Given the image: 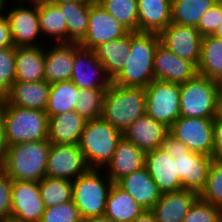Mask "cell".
I'll list each match as a JSON object with an SVG mask.
<instances>
[{
    "mask_svg": "<svg viewBox=\"0 0 222 222\" xmlns=\"http://www.w3.org/2000/svg\"><path fill=\"white\" fill-rule=\"evenodd\" d=\"M159 43L158 33L131 32L130 53L112 83L125 87L146 88L155 79L154 53Z\"/></svg>",
    "mask_w": 222,
    "mask_h": 222,
    "instance_id": "obj_1",
    "label": "cell"
},
{
    "mask_svg": "<svg viewBox=\"0 0 222 222\" xmlns=\"http://www.w3.org/2000/svg\"><path fill=\"white\" fill-rule=\"evenodd\" d=\"M89 169L78 144H51L46 177L75 180Z\"/></svg>",
    "mask_w": 222,
    "mask_h": 222,
    "instance_id": "obj_14",
    "label": "cell"
},
{
    "mask_svg": "<svg viewBox=\"0 0 222 222\" xmlns=\"http://www.w3.org/2000/svg\"><path fill=\"white\" fill-rule=\"evenodd\" d=\"M103 172L100 169H88L72 181V201L83 220L104 215L113 181Z\"/></svg>",
    "mask_w": 222,
    "mask_h": 222,
    "instance_id": "obj_7",
    "label": "cell"
},
{
    "mask_svg": "<svg viewBox=\"0 0 222 222\" xmlns=\"http://www.w3.org/2000/svg\"><path fill=\"white\" fill-rule=\"evenodd\" d=\"M221 83L196 74L180 84V114L183 117L214 119L217 116Z\"/></svg>",
    "mask_w": 222,
    "mask_h": 222,
    "instance_id": "obj_6",
    "label": "cell"
},
{
    "mask_svg": "<svg viewBox=\"0 0 222 222\" xmlns=\"http://www.w3.org/2000/svg\"><path fill=\"white\" fill-rule=\"evenodd\" d=\"M7 146L48 140V115L45 111L9 105L1 98Z\"/></svg>",
    "mask_w": 222,
    "mask_h": 222,
    "instance_id": "obj_5",
    "label": "cell"
},
{
    "mask_svg": "<svg viewBox=\"0 0 222 222\" xmlns=\"http://www.w3.org/2000/svg\"><path fill=\"white\" fill-rule=\"evenodd\" d=\"M48 141L51 144H78L87 120L75 110L48 117Z\"/></svg>",
    "mask_w": 222,
    "mask_h": 222,
    "instance_id": "obj_25",
    "label": "cell"
},
{
    "mask_svg": "<svg viewBox=\"0 0 222 222\" xmlns=\"http://www.w3.org/2000/svg\"><path fill=\"white\" fill-rule=\"evenodd\" d=\"M129 32L127 28L95 1L90 4L88 30L79 45L93 50L98 45L122 38Z\"/></svg>",
    "mask_w": 222,
    "mask_h": 222,
    "instance_id": "obj_15",
    "label": "cell"
},
{
    "mask_svg": "<svg viewBox=\"0 0 222 222\" xmlns=\"http://www.w3.org/2000/svg\"><path fill=\"white\" fill-rule=\"evenodd\" d=\"M144 211L127 191L113 182L107 197L105 216L113 222H132Z\"/></svg>",
    "mask_w": 222,
    "mask_h": 222,
    "instance_id": "obj_28",
    "label": "cell"
},
{
    "mask_svg": "<svg viewBox=\"0 0 222 222\" xmlns=\"http://www.w3.org/2000/svg\"><path fill=\"white\" fill-rule=\"evenodd\" d=\"M71 81L79 89H107L112 82L94 51L81 47L77 42Z\"/></svg>",
    "mask_w": 222,
    "mask_h": 222,
    "instance_id": "obj_13",
    "label": "cell"
},
{
    "mask_svg": "<svg viewBox=\"0 0 222 222\" xmlns=\"http://www.w3.org/2000/svg\"><path fill=\"white\" fill-rule=\"evenodd\" d=\"M47 1L53 4H58L63 2H78L82 4H92L97 0H47Z\"/></svg>",
    "mask_w": 222,
    "mask_h": 222,
    "instance_id": "obj_49",
    "label": "cell"
},
{
    "mask_svg": "<svg viewBox=\"0 0 222 222\" xmlns=\"http://www.w3.org/2000/svg\"><path fill=\"white\" fill-rule=\"evenodd\" d=\"M161 148L169 154L170 157L175 159V155L187 154L190 150L181 141L168 133L162 143Z\"/></svg>",
    "mask_w": 222,
    "mask_h": 222,
    "instance_id": "obj_44",
    "label": "cell"
},
{
    "mask_svg": "<svg viewBox=\"0 0 222 222\" xmlns=\"http://www.w3.org/2000/svg\"><path fill=\"white\" fill-rule=\"evenodd\" d=\"M82 222H113L107 216H97L84 219Z\"/></svg>",
    "mask_w": 222,
    "mask_h": 222,
    "instance_id": "obj_50",
    "label": "cell"
},
{
    "mask_svg": "<svg viewBox=\"0 0 222 222\" xmlns=\"http://www.w3.org/2000/svg\"><path fill=\"white\" fill-rule=\"evenodd\" d=\"M122 137L123 133L102 117L87 120L78 146L89 169H105Z\"/></svg>",
    "mask_w": 222,
    "mask_h": 222,
    "instance_id": "obj_4",
    "label": "cell"
},
{
    "mask_svg": "<svg viewBox=\"0 0 222 222\" xmlns=\"http://www.w3.org/2000/svg\"><path fill=\"white\" fill-rule=\"evenodd\" d=\"M16 81L15 47L0 48V97L2 98Z\"/></svg>",
    "mask_w": 222,
    "mask_h": 222,
    "instance_id": "obj_39",
    "label": "cell"
},
{
    "mask_svg": "<svg viewBox=\"0 0 222 222\" xmlns=\"http://www.w3.org/2000/svg\"><path fill=\"white\" fill-rule=\"evenodd\" d=\"M97 2L130 32H138L137 0H97Z\"/></svg>",
    "mask_w": 222,
    "mask_h": 222,
    "instance_id": "obj_36",
    "label": "cell"
},
{
    "mask_svg": "<svg viewBox=\"0 0 222 222\" xmlns=\"http://www.w3.org/2000/svg\"><path fill=\"white\" fill-rule=\"evenodd\" d=\"M11 188L12 180L0 167V222H8L11 219Z\"/></svg>",
    "mask_w": 222,
    "mask_h": 222,
    "instance_id": "obj_43",
    "label": "cell"
},
{
    "mask_svg": "<svg viewBox=\"0 0 222 222\" xmlns=\"http://www.w3.org/2000/svg\"><path fill=\"white\" fill-rule=\"evenodd\" d=\"M117 184L145 210H150L162 195L146 166L122 177Z\"/></svg>",
    "mask_w": 222,
    "mask_h": 222,
    "instance_id": "obj_22",
    "label": "cell"
},
{
    "mask_svg": "<svg viewBox=\"0 0 222 222\" xmlns=\"http://www.w3.org/2000/svg\"><path fill=\"white\" fill-rule=\"evenodd\" d=\"M7 1H10V0H7ZM19 1H27V0H16V2H19Z\"/></svg>",
    "mask_w": 222,
    "mask_h": 222,
    "instance_id": "obj_55",
    "label": "cell"
},
{
    "mask_svg": "<svg viewBox=\"0 0 222 222\" xmlns=\"http://www.w3.org/2000/svg\"><path fill=\"white\" fill-rule=\"evenodd\" d=\"M212 160L213 158L210 156L192 151L175 155L177 177L181 181L182 189L200 194L205 187Z\"/></svg>",
    "mask_w": 222,
    "mask_h": 222,
    "instance_id": "obj_17",
    "label": "cell"
},
{
    "mask_svg": "<svg viewBox=\"0 0 222 222\" xmlns=\"http://www.w3.org/2000/svg\"><path fill=\"white\" fill-rule=\"evenodd\" d=\"M15 47L6 15L0 16V48Z\"/></svg>",
    "mask_w": 222,
    "mask_h": 222,
    "instance_id": "obj_46",
    "label": "cell"
},
{
    "mask_svg": "<svg viewBox=\"0 0 222 222\" xmlns=\"http://www.w3.org/2000/svg\"><path fill=\"white\" fill-rule=\"evenodd\" d=\"M106 89H79L75 111L86 120L101 118Z\"/></svg>",
    "mask_w": 222,
    "mask_h": 222,
    "instance_id": "obj_37",
    "label": "cell"
},
{
    "mask_svg": "<svg viewBox=\"0 0 222 222\" xmlns=\"http://www.w3.org/2000/svg\"><path fill=\"white\" fill-rule=\"evenodd\" d=\"M168 133L167 126L145 113L123 132V137L146 153L160 148Z\"/></svg>",
    "mask_w": 222,
    "mask_h": 222,
    "instance_id": "obj_18",
    "label": "cell"
},
{
    "mask_svg": "<svg viewBox=\"0 0 222 222\" xmlns=\"http://www.w3.org/2000/svg\"><path fill=\"white\" fill-rule=\"evenodd\" d=\"M221 23L222 0H219L215 5H213L207 12L202 15L196 28L203 37L210 36L215 33Z\"/></svg>",
    "mask_w": 222,
    "mask_h": 222,
    "instance_id": "obj_42",
    "label": "cell"
},
{
    "mask_svg": "<svg viewBox=\"0 0 222 222\" xmlns=\"http://www.w3.org/2000/svg\"><path fill=\"white\" fill-rule=\"evenodd\" d=\"M56 5L60 8L66 21L67 42L79 43L88 30L90 4L63 2Z\"/></svg>",
    "mask_w": 222,
    "mask_h": 222,
    "instance_id": "obj_32",
    "label": "cell"
},
{
    "mask_svg": "<svg viewBox=\"0 0 222 222\" xmlns=\"http://www.w3.org/2000/svg\"><path fill=\"white\" fill-rule=\"evenodd\" d=\"M219 0H172L171 21L197 27L202 15Z\"/></svg>",
    "mask_w": 222,
    "mask_h": 222,
    "instance_id": "obj_34",
    "label": "cell"
},
{
    "mask_svg": "<svg viewBox=\"0 0 222 222\" xmlns=\"http://www.w3.org/2000/svg\"><path fill=\"white\" fill-rule=\"evenodd\" d=\"M213 121L208 118L181 116L169 128V133L190 151L212 157L214 150Z\"/></svg>",
    "mask_w": 222,
    "mask_h": 222,
    "instance_id": "obj_10",
    "label": "cell"
},
{
    "mask_svg": "<svg viewBox=\"0 0 222 222\" xmlns=\"http://www.w3.org/2000/svg\"><path fill=\"white\" fill-rule=\"evenodd\" d=\"M79 209L73 201L46 208L40 222H82Z\"/></svg>",
    "mask_w": 222,
    "mask_h": 222,
    "instance_id": "obj_41",
    "label": "cell"
},
{
    "mask_svg": "<svg viewBox=\"0 0 222 222\" xmlns=\"http://www.w3.org/2000/svg\"><path fill=\"white\" fill-rule=\"evenodd\" d=\"M160 43L182 59L192 62L196 67L201 56L203 36L194 26L170 23L159 33Z\"/></svg>",
    "mask_w": 222,
    "mask_h": 222,
    "instance_id": "obj_11",
    "label": "cell"
},
{
    "mask_svg": "<svg viewBox=\"0 0 222 222\" xmlns=\"http://www.w3.org/2000/svg\"><path fill=\"white\" fill-rule=\"evenodd\" d=\"M180 84L154 79L145 88V113L168 128L181 117Z\"/></svg>",
    "mask_w": 222,
    "mask_h": 222,
    "instance_id": "obj_8",
    "label": "cell"
},
{
    "mask_svg": "<svg viewBox=\"0 0 222 222\" xmlns=\"http://www.w3.org/2000/svg\"><path fill=\"white\" fill-rule=\"evenodd\" d=\"M6 5L7 0H0V16L5 15L4 13H6L5 11H7Z\"/></svg>",
    "mask_w": 222,
    "mask_h": 222,
    "instance_id": "obj_52",
    "label": "cell"
},
{
    "mask_svg": "<svg viewBox=\"0 0 222 222\" xmlns=\"http://www.w3.org/2000/svg\"><path fill=\"white\" fill-rule=\"evenodd\" d=\"M50 146L48 140L7 146L0 167L11 180L39 182L46 176Z\"/></svg>",
    "mask_w": 222,
    "mask_h": 222,
    "instance_id": "obj_2",
    "label": "cell"
},
{
    "mask_svg": "<svg viewBox=\"0 0 222 222\" xmlns=\"http://www.w3.org/2000/svg\"><path fill=\"white\" fill-rule=\"evenodd\" d=\"M214 150L212 158L222 162V118L216 116L213 121Z\"/></svg>",
    "mask_w": 222,
    "mask_h": 222,
    "instance_id": "obj_45",
    "label": "cell"
},
{
    "mask_svg": "<svg viewBox=\"0 0 222 222\" xmlns=\"http://www.w3.org/2000/svg\"><path fill=\"white\" fill-rule=\"evenodd\" d=\"M131 32L122 38L102 43L93 49L96 58L104 67L105 73L111 80L124 67V61L130 53Z\"/></svg>",
    "mask_w": 222,
    "mask_h": 222,
    "instance_id": "obj_29",
    "label": "cell"
},
{
    "mask_svg": "<svg viewBox=\"0 0 222 222\" xmlns=\"http://www.w3.org/2000/svg\"><path fill=\"white\" fill-rule=\"evenodd\" d=\"M138 32L160 33L171 21L172 0H137Z\"/></svg>",
    "mask_w": 222,
    "mask_h": 222,
    "instance_id": "obj_27",
    "label": "cell"
},
{
    "mask_svg": "<svg viewBox=\"0 0 222 222\" xmlns=\"http://www.w3.org/2000/svg\"><path fill=\"white\" fill-rule=\"evenodd\" d=\"M145 88L119 86L111 82L103 98L102 118L123 133L145 114Z\"/></svg>",
    "mask_w": 222,
    "mask_h": 222,
    "instance_id": "obj_3",
    "label": "cell"
},
{
    "mask_svg": "<svg viewBox=\"0 0 222 222\" xmlns=\"http://www.w3.org/2000/svg\"><path fill=\"white\" fill-rule=\"evenodd\" d=\"M8 222H21V221H18L16 219H10Z\"/></svg>",
    "mask_w": 222,
    "mask_h": 222,
    "instance_id": "obj_54",
    "label": "cell"
},
{
    "mask_svg": "<svg viewBox=\"0 0 222 222\" xmlns=\"http://www.w3.org/2000/svg\"><path fill=\"white\" fill-rule=\"evenodd\" d=\"M41 46L15 47L16 81L45 80V50Z\"/></svg>",
    "mask_w": 222,
    "mask_h": 222,
    "instance_id": "obj_26",
    "label": "cell"
},
{
    "mask_svg": "<svg viewBox=\"0 0 222 222\" xmlns=\"http://www.w3.org/2000/svg\"><path fill=\"white\" fill-rule=\"evenodd\" d=\"M217 116L222 118V88L220 89V93H219V97H218Z\"/></svg>",
    "mask_w": 222,
    "mask_h": 222,
    "instance_id": "obj_51",
    "label": "cell"
},
{
    "mask_svg": "<svg viewBox=\"0 0 222 222\" xmlns=\"http://www.w3.org/2000/svg\"><path fill=\"white\" fill-rule=\"evenodd\" d=\"M40 31L55 43L67 42V25L60 8L47 0H38Z\"/></svg>",
    "mask_w": 222,
    "mask_h": 222,
    "instance_id": "obj_31",
    "label": "cell"
},
{
    "mask_svg": "<svg viewBox=\"0 0 222 222\" xmlns=\"http://www.w3.org/2000/svg\"><path fill=\"white\" fill-rule=\"evenodd\" d=\"M11 200V219L40 222L46 208L38 181L12 180Z\"/></svg>",
    "mask_w": 222,
    "mask_h": 222,
    "instance_id": "obj_12",
    "label": "cell"
},
{
    "mask_svg": "<svg viewBox=\"0 0 222 222\" xmlns=\"http://www.w3.org/2000/svg\"><path fill=\"white\" fill-rule=\"evenodd\" d=\"M197 74V67L159 43L154 53V78L183 84Z\"/></svg>",
    "mask_w": 222,
    "mask_h": 222,
    "instance_id": "obj_16",
    "label": "cell"
},
{
    "mask_svg": "<svg viewBox=\"0 0 222 222\" xmlns=\"http://www.w3.org/2000/svg\"><path fill=\"white\" fill-rule=\"evenodd\" d=\"M198 198L199 194L186 189L165 192L151 211L157 222H183L187 212Z\"/></svg>",
    "mask_w": 222,
    "mask_h": 222,
    "instance_id": "obj_20",
    "label": "cell"
},
{
    "mask_svg": "<svg viewBox=\"0 0 222 222\" xmlns=\"http://www.w3.org/2000/svg\"><path fill=\"white\" fill-rule=\"evenodd\" d=\"M132 222H157L154 213L150 210H145L141 215L136 217Z\"/></svg>",
    "mask_w": 222,
    "mask_h": 222,
    "instance_id": "obj_48",
    "label": "cell"
},
{
    "mask_svg": "<svg viewBox=\"0 0 222 222\" xmlns=\"http://www.w3.org/2000/svg\"><path fill=\"white\" fill-rule=\"evenodd\" d=\"M199 198L222 209V162L212 160L205 187Z\"/></svg>",
    "mask_w": 222,
    "mask_h": 222,
    "instance_id": "obj_38",
    "label": "cell"
},
{
    "mask_svg": "<svg viewBox=\"0 0 222 222\" xmlns=\"http://www.w3.org/2000/svg\"><path fill=\"white\" fill-rule=\"evenodd\" d=\"M45 81L49 84L71 80L75 42H59L45 49Z\"/></svg>",
    "mask_w": 222,
    "mask_h": 222,
    "instance_id": "obj_23",
    "label": "cell"
},
{
    "mask_svg": "<svg viewBox=\"0 0 222 222\" xmlns=\"http://www.w3.org/2000/svg\"><path fill=\"white\" fill-rule=\"evenodd\" d=\"M6 148H7V143L5 140L3 111H2V107L0 106V166L3 162Z\"/></svg>",
    "mask_w": 222,
    "mask_h": 222,
    "instance_id": "obj_47",
    "label": "cell"
},
{
    "mask_svg": "<svg viewBox=\"0 0 222 222\" xmlns=\"http://www.w3.org/2000/svg\"><path fill=\"white\" fill-rule=\"evenodd\" d=\"M17 5L19 6H14L5 13L14 46H41L36 39L38 36H42L38 15V0L19 1Z\"/></svg>",
    "mask_w": 222,
    "mask_h": 222,
    "instance_id": "obj_9",
    "label": "cell"
},
{
    "mask_svg": "<svg viewBox=\"0 0 222 222\" xmlns=\"http://www.w3.org/2000/svg\"><path fill=\"white\" fill-rule=\"evenodd\" d=\"M78 94L79 88L71 80L50 84L49 98L45 109L48 117L75 110Z\"/></svg>",
    "mask_w": 222,
    "mask_h": 222,
    "instance_id": "obj_33",
    "label": "cell"
},
{
    "mask_svg": "<svg viewBox=\"0 0 222 222\" xmlns=\"http://www.w3.org/2000/svg\"><path fill=\"white\" fill-rule=\"evenodd\" d=\"M50 92V84L39 82L15 81L10 90L2 97L9 105L45 111Z\"/></svg>",
    "mask_w": 222,
    "mask_h": 222,
    "instance_id": "obj_21",
    "label": "cell"
},
{
    "mask_svg": "<svg viewBox=\"0 0 222 222\" xmlns=\"http://www.w3.org/2000/svg\"><path fill=\"white\" fill-rule=\"evenodd\" d=\"M145 166L162 193L182 189L181 181L177 177V164L163 148L146 152Z\"/></svg>",
    "mask_w": 222,
    "mask_h": 222,
    "instance_id": "obj_19",
    "label": "cell"
},
{
    "mask_svg": "<svg viewBox=\"0 0 222 222\" xmlns=\"http://www.w3.org/2000/svg\"><path fill=\"white\" fill-rule=\"evenodd\" d=\"M213 36L222 39V23L220 24V26L218 27V29L215 31V33L213 34Z\"/></svg>",
    "mask_w": 222,
    "mask_h": 222,
    "instance_id": "obj_53",
    "label": "cell"
},
{
    "mask_svg": "<svg viewBox=\"0 0 222 222\" xmlns=\"http://www.w3.org/2000/svg\"><path fill=\"white\" fill-rule=\"evenodd\" d=\"M145 155L139 147L124 137L120 139L111 162L106 166V175L115 183L122 177L145 166Z\"/></svg>",
    "mask_w": 222,
    "mask_h": 222,
    "instance_id": "obj_24",
    "label": "cell"
},
{
    "mask_svg": "<svg viewBox=\"0 0 222 222\" xmlns=\"http://www.w3.org/2000/svg\"><path fill=\"white\" fill-rule=\"evenodd\" d=\"M183 222H222V209L198 198Z\"/></svg>",
    "mask_w": 222,
    "mask_h": 222,
    "instance_id": "obj_40",
    "label": "cell"
},
{
    "mask_svg": "<svg viewBox=\"0 0 222 222\" xmlns=\"http://www.w3.org/2000/svg\"><path fill=\"white\" fill-rule=\"evenodd\" d=\"M197 73L222 83V39L204 36Z\"/></svg>",
    "mask_w": 222,
    "mask_h": 222,
    "instance_id": "obj_30",
    "label": "cell"
},
{
    "mask_svg": "<svg viewBox=\"0 0 222 222\" xmlns=\"http://www.w3.org/2000/svg\"><path fill=\"white\" fill-rule=\"evenodd\" d=\"M39 189L45 208L72 201V181L70 180L45 176L39 181Z\"/></svg>",
    "mask_w": 222,
    "mask_h": 222,
    "instance_id": "obj_35",
    "label": "cell"
}]
</instances>
